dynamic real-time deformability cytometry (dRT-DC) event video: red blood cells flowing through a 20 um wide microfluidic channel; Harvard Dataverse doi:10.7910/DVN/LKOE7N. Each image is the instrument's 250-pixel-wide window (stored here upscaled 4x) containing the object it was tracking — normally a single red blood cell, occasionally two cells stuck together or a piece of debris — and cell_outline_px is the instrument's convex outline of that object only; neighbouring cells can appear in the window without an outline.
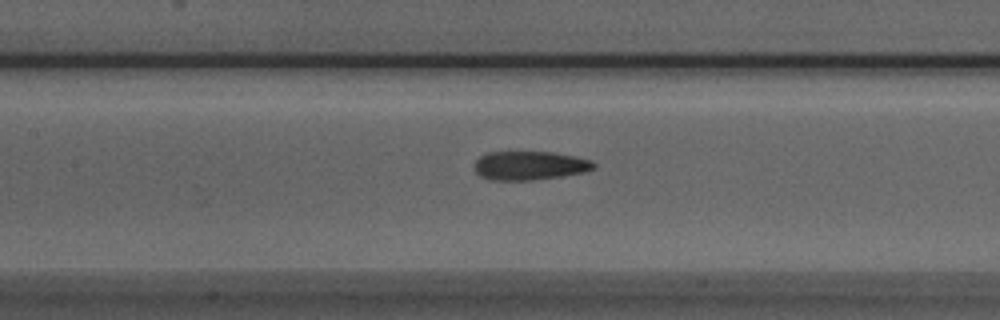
{"species": "Egyptian fruit bat (a non-hibernating species)", "species_latin": "Rousettus aegyptiacus", "temperature_condition": "room temperature", "stored_images_in_passage": 29, "camera_frame_rate_fps": 3000, "um_per_image_px": 0.085, "animal": {"sex": "male"}, "frame": {"image": 1, "passage_image": 11, "time_ms": 3.333, "image_size_px": [1000, 320], "cell_outline_px": [[596, 168], [584, 172], [560, 176], [532, 180], [492, 180], [480, 176], [476, 172], [476, 160], [480, 156], [488, 152], [552, 152], [576, 156], [592, 160], [596, 164]], "centroid_in_image_um": [45.06, 14.07], "position_along_channel_um": 162.3, "area_um2": 20.0}}
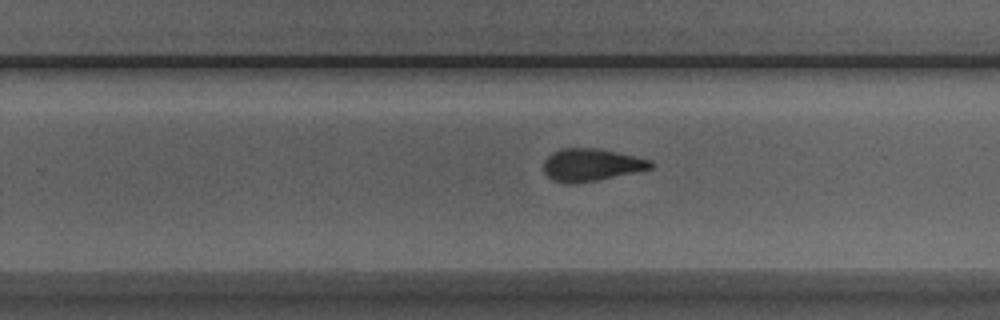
{"frame": {"image": 2, "passage_image": 20, "time_ms": 6.333, "image_size_px": [1000, 320], "cell_outline_px": [[656, 164], [652, 168], [596, 180], [576, 184], [568, 184], [552, 180], [544, 172], [544, 160], [552, 152], [560, 148], [596, 148], [616, 152], [652, 160]], "centroid_in_image_um": [50.23, 14.01], "position_along_channel_um": 279.6, "area_um2": 20.23}}
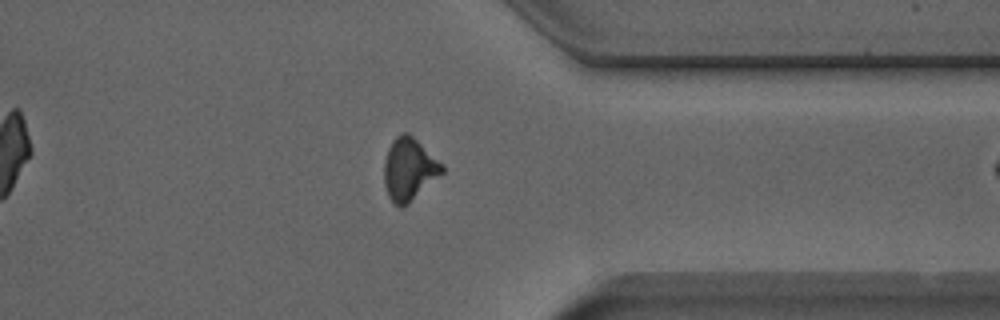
{"frame": {"image": 3, "passage_image": 28, "time_ms": 9.0, "image_size_px": [1000, 320], "cell_outline_px": [[444, 172], [408, 204], [400, 208], [388, 196], [384, 184], [384, 160], [388, 148], [392, 140], [400, 132], [408, 132], [444, 164]], "centroid_in_image_um": [34.77, 14.36], "position_along_channel_um": 376.6, "area_um2": 21.21}}